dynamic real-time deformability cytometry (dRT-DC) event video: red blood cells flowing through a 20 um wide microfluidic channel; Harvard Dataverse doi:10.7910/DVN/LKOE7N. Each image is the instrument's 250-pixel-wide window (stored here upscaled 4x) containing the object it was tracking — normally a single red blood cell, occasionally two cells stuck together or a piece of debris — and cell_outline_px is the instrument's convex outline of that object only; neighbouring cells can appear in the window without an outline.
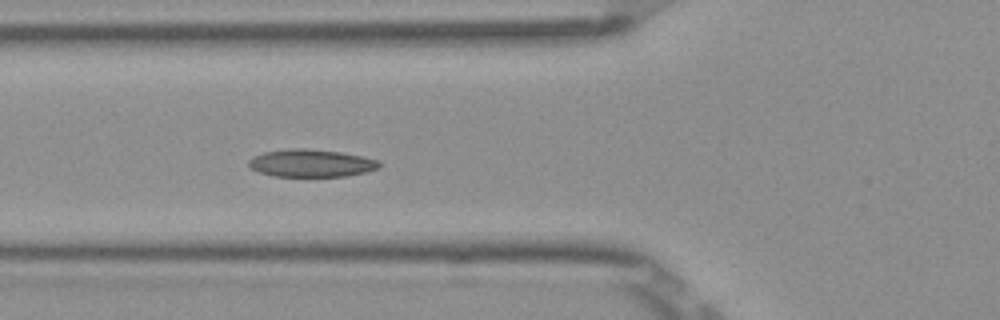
{"species": "Egyptian fruit bat (a non-hibernating species)", "species_latin": "Rousettus aegyptiacus", "temperature_condition": "room temperature", "stored_images_in_passage": 6, "camera_frame_rate_fps": 3000, "um_per_image_px": 0.085, "frame": {"image": 1, "passage_image": 6, "time_ms": 1.667, "image_size_px": [1000, 320], "cell_outline_px": [[380, 168], [348, 176], [272, 176], [260, 172], [252, 168], [248, 164], [248, 160], [252, 156], [264, 152], [292, 148], [308, 148], [340, 152], [364, 156], [380, 160]], "centroid_in_image_um": [26.47, 13.86], "position_along_channel_um": 99.3, "area_um2": 21.1}}